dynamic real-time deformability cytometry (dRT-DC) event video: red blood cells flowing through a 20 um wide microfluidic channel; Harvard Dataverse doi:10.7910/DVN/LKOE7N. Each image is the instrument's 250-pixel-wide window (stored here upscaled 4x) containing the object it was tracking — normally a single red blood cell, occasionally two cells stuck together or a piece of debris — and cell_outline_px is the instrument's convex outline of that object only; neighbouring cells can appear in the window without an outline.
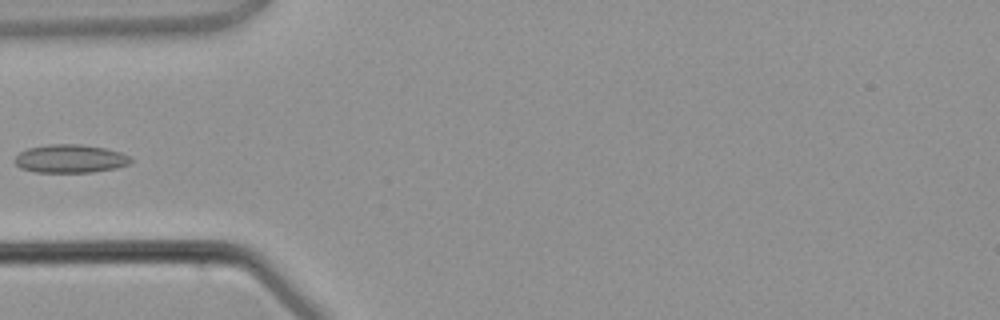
{"species": "common noctule bat (a hibernating species)", "species_latin": "Nyctalus noctula", "temperature_condition": "warm", "stored_images_in_passage": 2, "camera_frame_rate_fps": 3000, "um_per_image_px": 0.085, "animal": {"sex": "male", "body_mass_g": 21.5, "forearm_length_mm": 52.0}, "frame": {"image": 1, "passage_image": 2, "time_ms": 1.333, "image_size_px": [1000, 320], "cell_outline_px": [[132, 160], [128, 164], [116, 168], [92, 172], [36, 172], [20, 168], [12, 160], [20, 152], [28, 148], [48, 144], [80, 144], [104, 148], [120, 152], [128, 156]], "centroid_in_image_um": [5.93, 13.49], "position_along_channel_um": 79.1, "area_um2": 19.07}}